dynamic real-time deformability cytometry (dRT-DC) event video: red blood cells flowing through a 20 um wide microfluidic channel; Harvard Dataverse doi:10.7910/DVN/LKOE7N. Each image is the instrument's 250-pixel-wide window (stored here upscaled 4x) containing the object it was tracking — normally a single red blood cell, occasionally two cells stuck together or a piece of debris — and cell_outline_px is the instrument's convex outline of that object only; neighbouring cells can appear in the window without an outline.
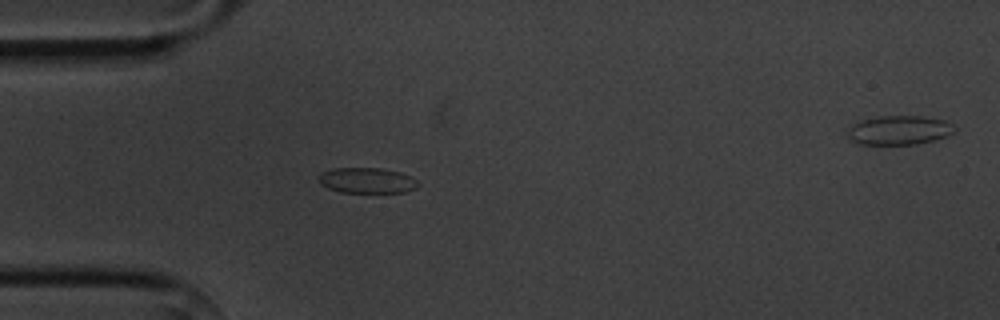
{"species": "common noctule bat (a hibernating species)", "species_latin": "Nyctalus noctula", "temperature_condition": "cold", "stored_images_in_passage": 2, "segment_of_instrument_passage": [1, 2], "camera_frame_rate_fps": 3000, "um_per_image_px": 0.085, "animal": {"sex": "male", "body_mass_g": 20.1, "forearm_length_mm": 53.5}, "frame": {"image": 1, "passage_image": 1, "time_ms": 0.0, "image_size_px": [1000, 320], "cell_outline_px": [[420, 184], [416, 188], [404, 192], [340, 192], [328, 188], [320, 184], [320, 172], [336, 168], [384, 168], [400, 172], [412, 176]], "centroid_in_image_um": [31.22, 15.33], "position_along_channel_um": 53.8, "area_um2": 14.8}}